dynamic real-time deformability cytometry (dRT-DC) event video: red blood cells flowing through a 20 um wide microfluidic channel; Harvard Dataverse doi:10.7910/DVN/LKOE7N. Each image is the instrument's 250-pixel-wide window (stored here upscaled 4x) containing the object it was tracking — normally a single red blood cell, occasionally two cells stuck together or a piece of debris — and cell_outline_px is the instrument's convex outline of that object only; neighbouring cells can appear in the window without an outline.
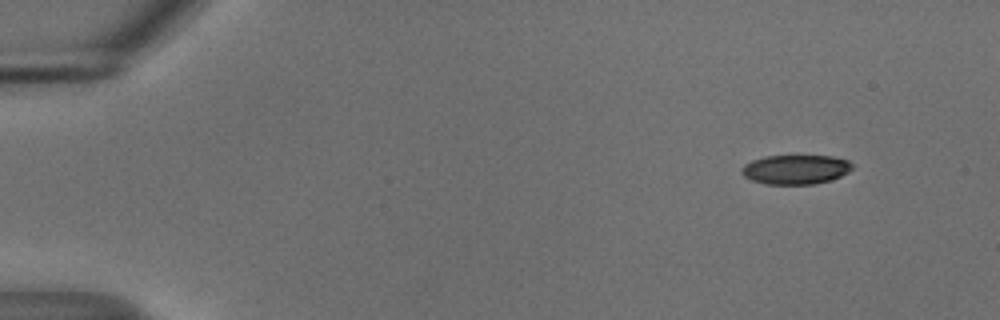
{"species": "common noctule bat (a hibernating species)", "species_latin": "Nyctalus noctula", "temperature_condition": "cold", "stored_images_in_passage": 33, "camera_frame_rate_fps": 3000, "um_per_image_px": 0.085, "animal": {"sex": "male", "body_mass_g": 18.8}, "frame": {"image": 1, "passage_image": 1, "time_ms": 0.0, "image_size_px": [1000, 320], "cell_outline_px": [[852, 168], [848, 172], [832, 180], [816, 184], [764, 184], [752, 180], [744, 176], [740, 172], [740, 168], [744, 164], [752, 160], [764, 156], [832, 156], [848, 160], [852, 164]], "centroid_in_image_um": [67.61, 14.41], "position_along_channel_um": 17.4, "area_um2": 19.07}}
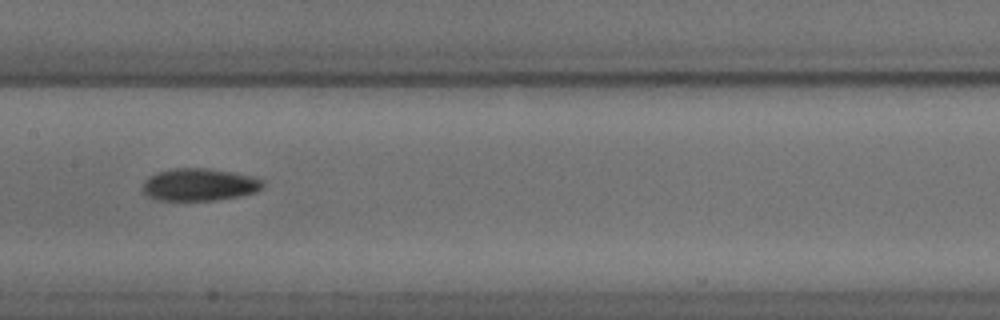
{"frame": {"image": 2, "passage_image": 24, "time_ms": 7.667, "image_size_px": [1000, 320], "cell_outline_px": [[264, 188], [256, 192], [240, 196], [216, 200], [160, 200], [148, 196], [144, 192], [144, 180], [148, 176], [156, 172], [172, 168], [208, 168], [256, 176], [264, 180]], "centroid_in_image_um": [17.0, 15.68], "position_along_channel_um": 190.4, "area_um2": 22.95}}
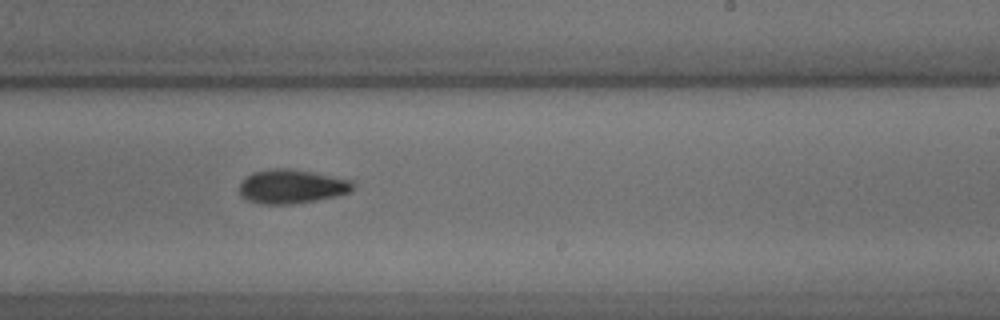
{"frame": {"image": 3, "passage_image": 30, "time_ms": 9.667, "image_size_px": [1000, 320], "cell_outline_px": [[356, 184], [348, 192], [336, 196], [316, 200], [288, 204], [260, 204], [248, 200], [240, 196], [240, 184], [244, 176], [252, 172], [272, 168], [288, 168], [312, 172], [352, 180]], "centroid_in_image_um": [24.75, 15.84], "position_along_channel_um": 264.2, "area_um2": 22.54}}